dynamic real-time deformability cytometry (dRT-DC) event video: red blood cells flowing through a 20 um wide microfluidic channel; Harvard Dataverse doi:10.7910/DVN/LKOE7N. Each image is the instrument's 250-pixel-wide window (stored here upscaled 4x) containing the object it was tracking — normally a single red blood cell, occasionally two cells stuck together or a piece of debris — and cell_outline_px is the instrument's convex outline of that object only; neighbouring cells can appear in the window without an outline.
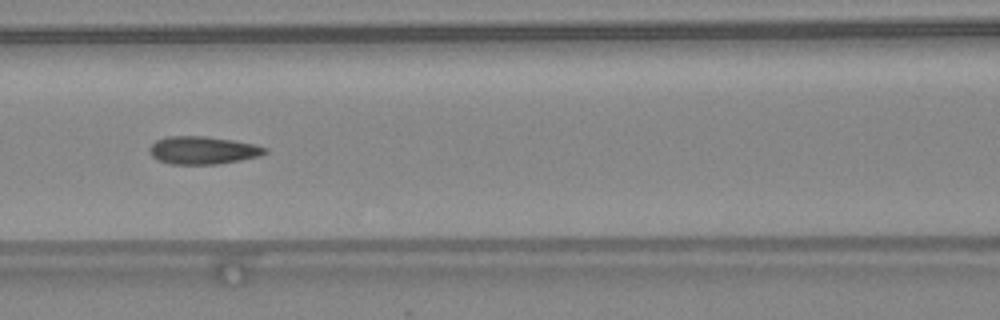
{"species": "common noctule bat (a hibernating species)", "species_latin": "Nyctalus noctula", "temperature_condition": "warm", "stored_images_in_passage": 13, "camera_frame_rate_fps": 3000, "um_per_image_px": 0.085, "animal": {"sex": "female", "body_mass_g": 24.6, "forearm_length_mm": 56.2}, "frame": {"image": 1, "passage_image": 8, "time_ms": 2.333, "image_size_px": [1000, 320], "cell_outline_px": [[268, 152], [260, 156], [240, 160], [216, 164], [172, 164], [160, 160], [152, 156], [148, 148], [156, 140], [168, 136], [204, 136], [232, 140], [252, 144], [268, 148]], "centroid_in_image_um": [17.25, 12.77], "position_along_channel_um": 149.4, "area_um2": 18.55}}